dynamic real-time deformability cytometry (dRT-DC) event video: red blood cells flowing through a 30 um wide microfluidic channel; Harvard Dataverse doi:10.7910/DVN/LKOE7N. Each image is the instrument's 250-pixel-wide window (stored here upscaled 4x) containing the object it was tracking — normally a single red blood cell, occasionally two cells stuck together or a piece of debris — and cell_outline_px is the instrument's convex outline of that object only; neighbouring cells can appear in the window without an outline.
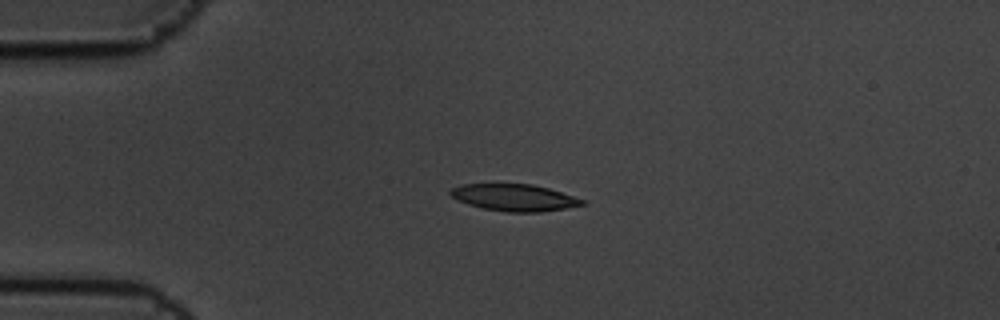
{"species": "common noctule bat (a hibernating species)", "species_latin": "Nyctalus noctula", "temperature_condition": "cold", "stored_images_in_passage": 6, "camera_frame_rate_fps": 3000, "um_per_image_px": 0.085, "animal": {"sex": "male", "body_mass_g": 19.5, "forearm_length_mm": 54.6}, "frame": {"image": 1, "passage_image": 4, "time_ms": 1.0, "image_size_px": [1000, 320], "cell_outline_px": [[584, 204], [564, 208], [540, 212], [504, 212], [484, 208], [468, 204], [452, 196], [448, 192], [452, 188], [460, 184], [532, 184], [548, 188], [584, 200]], "centroid_in_image_um": [43.68, 16.79], "position_along_channel_um": 41.3, "area_um2": 20.29}}
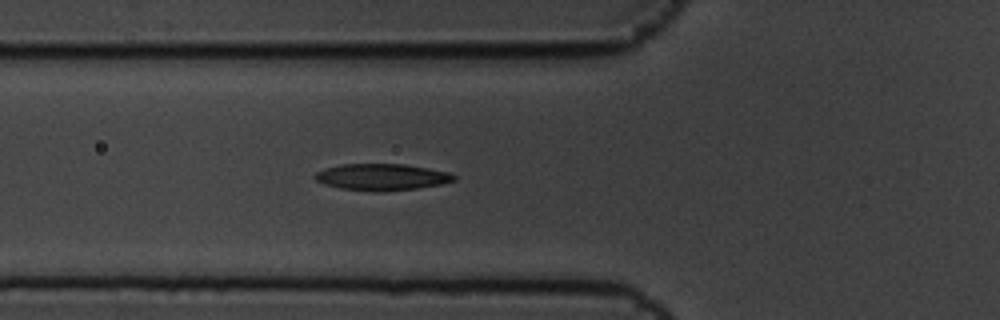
{"frame": {"image": 2, "passage_image": 6, "time_ms": 1.667, "image_size_px": [1000, 320], "cell_outline_px": [[456, 180], [440, 184], [416, 188], [380, 192], [372, 192], [340, 188], [324, 184], [316, 180], [312, 176], [316, 172], [324, 168], [340, 164], [404, 164], [428, 168], [448, 172], [456, 176]], "centroid_in_image_um": [32.41, 15.05], "position_along_channel_um": 93.4, "area_um2": 21.62}}